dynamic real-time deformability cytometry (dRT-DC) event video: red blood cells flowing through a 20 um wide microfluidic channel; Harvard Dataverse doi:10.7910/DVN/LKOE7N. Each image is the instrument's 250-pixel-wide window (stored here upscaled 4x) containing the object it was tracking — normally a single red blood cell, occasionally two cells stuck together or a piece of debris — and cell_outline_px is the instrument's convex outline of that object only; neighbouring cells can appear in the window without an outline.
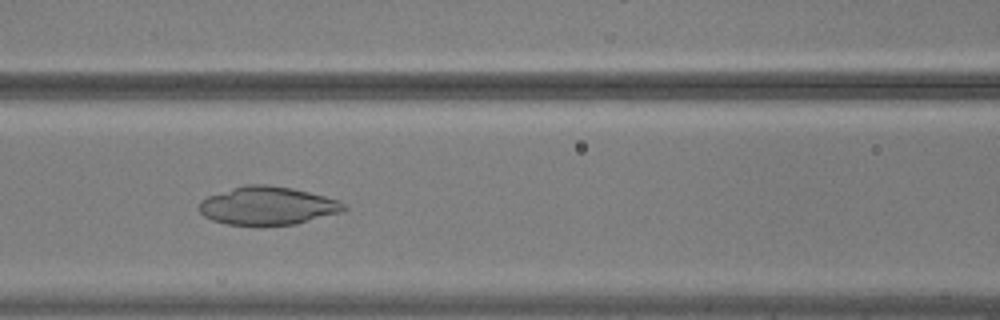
{"species": "common noctule bat (a hibernating species)", "species_latin": "Nyctalus noctula", "temperature_condition": "warm", "stored_images_in_passage": 55, "camera_frame_rate_fps": 3000, "um_per_image_px": 0.085, "animal": {"sex": "male", "body_mass_g": 20.5, "forearm_length_mm": 52.5}, "frame": {"image": 1, "passage_image": 25, "time_ms": 8.0, "image_size_px": [1000, 320], "cell_outline_px": [[348, 208], [344, 212], [296, 224], [228, 224], [212, 220], [204, 216], [200, 212], [200, 200], [208, 196], [244, 184], [268, 184], [292, 188], [340, 200]], "centroid_in_image_um": [22.79, 17.47], "position_along_channel_um": 143.8, "area_um2": 32.08}}
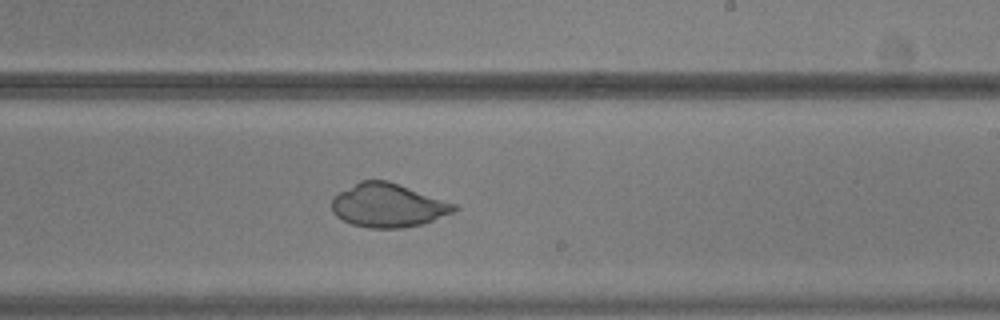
{"frame": {"image": 2, "passage_image": 34, "time_ms": 11.0, "image_size_px": [1000, 320], "cell_outline_px": [[460, 208], [452, 212], [432, 220], [420, 224], [400, 228], [368, 228], [352, 224], [336, 216], [332, 212], [332, 200], [340, 192], [360, 180], [388, 180], [456, 204]], "centroid_in_image_um": [32.97, 17.45], "position_along_channel_um": 256.0, "area_um2": 30.81}}
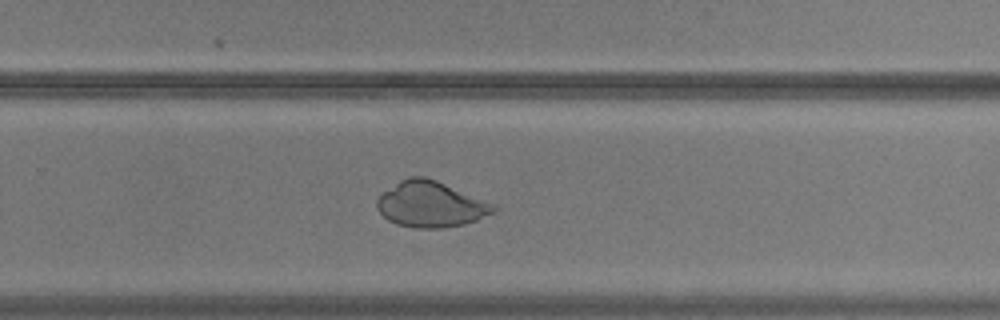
{"frame": {"image": 3, "passage_image": 37, "time_ms": 12.0, "image_size_px": [1000, 320], "cell_outline_px": [[500, 208], [476, 220], [464, 224], [440, 228], [412, 228], [396, 224], [388, 220], [376, 208], [376, 200], [384, 192], [400, 180], [408, 176], [424, 176], [436, 180], [496, 204]], "centroid_in_image_um": [36.61, 17.36], "position_along_channel_um": 293.2, "area_um2": 31.1}}